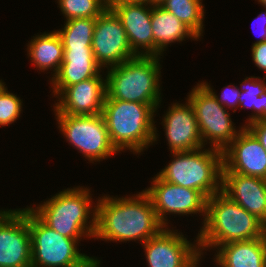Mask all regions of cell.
Returning a JSON list of instances; mask_svg holds the SVG:
<instances>
[{
	"mask_svg": "<svg viewBox=\"0 0 266 267\" xmlns=\"http://www.w3.org/2000/svg\"><path fill=\"white\" fill-rule=\"evenodd\" d=\"M97 201L94 239L113 242L137 240L143 244L165 228L144 190L132 197L106 195Z\"/></svg>",
	"mask_w": 266,
	"mask_h": 267,
	"instance_id": "obj_1",
	"label": "cell"
},
{
	"mask_svg": "<svg viewBox=\"0 0 266 267\" xmlns=\"http://www.w3.org/2000/svg\"><path fill=\"white\" fill-rule=\"evenodd\" d=\"M199 232L198 247L203 255V250L229 242L264 237L266 225L220 191L207 198L206 218Z\"/></svg>",
	"mask_w": 266,
	"mask_h": 267,
	"instance_id": "obj_2",
	"label": "cell"
},
{
	"mask_svg": "<svg viewBox=\"0 0 266 267\" xmlns=\"http://www.w3.org/2000/svg\"><path fill=\"white\" fill-rule=\"evenodd\" d=\"M155 110L144 103L111 99L105 96L102 116L110 140L120 152L130 150L141 154L158 138L154 117Z\"/></svg>",
	"mask_w": 266,
	"mask_h": 267,
	"instance_id": "obj_3",
	"label": "cell"
},
{
	"mask_svg": "<svg viewBox=\"0 0 266 267\" xmlns=\"http://www.w3.org/2000/svg\"><path fill=\"white\" fill-rule=\"evenodd\" d=\"M90 192L84 186L67 188L29 209L48 227L80 243L81 237H94L96 230V206Z\"/></svg>",
	"mask_w": 266,
	"mask_h": 267,
	"instance_id": "obj_4",
	"label": "cell"
},
{
	"mask_svg": "<svg viewBox=\"0 0 266 267\" xmlns=\"http://www.w3.org/2000/svg\"><path fill=\"white\" fill-rule=\"evenodd\" d=\"M160 58L136 55L108 68L105 76L106 96L111 99L149 104L157 111L162 100L159 83Z\"/></svg>",
	"mask_w": 266,
	"mask_h": 267,
	"instance_id": "obj_5",
	"label": "cell"
},
{
	"mask_svg": "<svg viewBox=\"0 0 266 267\" xmlns=\"http://www.w3.org/2000/svg\"><path fill=\"white\" fill-rule=\"evenodd\" d=\"M170 153L174 158L157 173L162 180L198 190L206 198L222 191V151L201 148Z\"/></svg>",
	"mask_w": 266,
	"mask_h": 267,
	"instance_id": "obj_6",
	"label": "cell"
},
{
	"mask_svg": "<svg viewBox=\"0 0 266 267\" xmlns=\"http://www.w3.org/2000/svg\"><path fill=\"white\" fill-rule=\"evenodd\" d=\"M29 228L32 267H100V260L79 252L76 239L57 233L30 209Z\"/></svg>",
	"mask_w": 266,
	"mask_h": 267,
	"instance_id": "obj_7",
	"label": "cell"
},
{
	"mask_svg": "<svg viewBox=\"0 0 266 267\" xmlns=\"http://www.w3.org/2000/svg\"><path fill=\"white\" fill-rule=\"evenodd\" d=\"M55 117L62 135L88 161L99 162L118 153L110 140L102 114H55Z\"/></svg>",
	"mask_w": 266,
	"mask_h": 267,
	"instance_id": "obj_8",
	"label": "cell"
},
{
	"mask_svg": "<svg viewBox=\"0 0 266 267\" xmlns=\"http://www.w3.org/2000/svg\"><path fill=\"white\" fill-rule=\"evenodd\" d=\"M195 86L187 100L194 109L202 142L204 146L209 143L211 148L223 151L240 130L234 127L227 109L202 83Z\"/></svg>",
	"mask_w": 266,
	"mask_h": 267,
	"instance_id": "obj_9",
	"label": "cell"
},
{
	"mask_svg": "<svg viewBox=\"0 0 266 267\" xmlns=\"http://www.w3.org/2000/svg\"><path fill=\"white\" fill-rule=\"evenodd\" d=\"M29 207L0 210V267H32Z\"/></svg>",
	"mask_w": 266,
	"mask_h": 267,
	"instance_id": "obj_10",
	"label": "cell"
},
{
	"mask_svg": "<svg viewBox=\"0 0 266 267\" xmlns=\"http://www.w3.org/2000/svg\"><path fill=\"white\" fill-rule=\"evenodd\" d=\"M175 231L165 227L142 244L148 267H198L202 258L198 237L193 244L181 232Z\"/></svg>",
	"mask_w": 266,
	"mask_h": 267,
	"instance_id": "obj_11",
	"label": "cell"
},
{
	"mask_svg": "<svg viewBox=\"0 0 266 267\" xmlns=\"http://www.w3.org/2000/svg\"><path fill=\"white\" fill-rule=\"evenodd\" d=\"M151 186L144 191L150 197L159 220L168 227L166 215L199 214L206 218L207 198L198 190L182 187L162 180L158 175L152 178Z\"/></svg>",
	"mask_w": 266,
	"mask_h": 267,
	"instance_id": "obj_12",
	"label": "cell"
},
{
	"mask_svg": "<svg viewBox=\"0 0 266 267\" xmlns=\"http://www.w3.org/2000/svg\"><path fill=\"white\" fill-rule=\"evenodd\" d=\"M95 61L102 68L117 66L135 57L121 19L107 8L96 18L92 39Z\"/></svg>",
	"mask_w": 266,
	"mask_h": 267,
	"instance_id": "obj_13",
	"label": "cell"
},
{
	"mask_svg": "<svg viewBox=\"0 0 266 267\" xmlns=\"http://www.w3.org/2000/svg\"><path fill=\"white\" fill-rule=\"evenodd\" d=\"M223 171L266 179V150L256 136L244 126L222 151Z\"/></svg>",
	"mask_w": 266,
	"mask_h": 267,
	"instance_id": "obj_14",
	"label": "cell"
},
{
	"mask_svg": "<svg viewBox=\"0 0 266 267\" xmlns=\"http://www.w3.org/2000/svg\"><path fill=\"white\" fill-rule=\"evenodd\" d=\"M106 96V79L102 74L66 87L56 98L55 114L96 115L102 114Z\"/></svg>",
	"mask_w": 266,
	"mask_h": 267,
	"instance_id": "obj_15",
	"label": "cell"
},
{
	"mask_svg": "<svg viewBox=\"0 0 266 267\" xmlns=\"http://www.w3.org/2000/svg\"><path fill=\"white\" fill-rule=\"evenodd\" d=\"M169 106L163 117V127L171 152L201 149L204 146L195 112L188 100Z\"/></svg>",
	"mask_w": 266,
	"mask_h": 267,
	"instance_id": "obj_16",
	"label": "cell"
},
{
	"mask_svg": "<svg viewBox=\"0 0 266 267\" xmlns=\"http://www.w3.org/2000/svg\"><path fill=\"white\" fill-rule=\"evenodd\" d=\"M109 8L121 19L132 52L135 55L153 56L152 5L121 3L109 4Z\"/></svg>",
	"mask_w": 266,
	"mask_h": 267,
	"instance_id": "obj_17",
	"label": "cell"
},
{
	"mask_svg": "<svg viewBox=\"0 0 266 267\" xmlns=\"http://www.w3.org/2000/svg\"><path fill=\"white\" fill-rule=\"evenodd\" d=\"M222 192L266 225V179L222 172Z\"/></svg>",
	"mask_w": 266,
	"mask_h": 267,
	"instance_id": "obj_18",
	"label": "cell"
},
{
	"mask_svg": "<svg viewBox=\"0 0 266 267\" xmlns=\"http://www.w3.org/2000/svg\"><path fill=\"white\" fill-rule=\"evenodd\" d=\"M101 69L92 48H64L61 67L50 79L54 97L68 86L96 77L102 72Z\"/></svg>",
	"mask_w": 266,
	"mask_h": 267,
	"instance_id": "obj_19",
	"label": "cell"
},
{
	"mask_svg": "<svg viewBox=\"0 0 266 267\" xmlns=\"http://www.w3.org/2000/svg\"><path fill=\"white\" fill-rule=\"evenodd\" d=\"M215 255L220 267H266V235L218 246Z\"/></svg>",
	"mask_w": 266,
	"mask_h": 267,
	"instance_id": "obj_20",
	"label": "cell"
},
{
	"mask_svg": "<svg viewBox=\"0 0 266 267\" xmlns=\"http://www.w3.org/2000/svg\"><path fill=\"white\" fill-rule=\"evenodd\" d=\"M151 26L153 56L161 57L170 43H180L189 37L198 41L197 36L182 21L160 5H152Z\"/></svg>",
	"mask_w": 266,
	"mask_h": 267,
	"instance_id": "obj_21",
	"label": "cell"
},
{
	"mask_svg": "<svg viewBox=\"0 0 266 267\" xmlns=\"http://www.w3.org/2000/svg\"><path fill=\"white\" fill-rule=\"evenodd\" d=\"M27 55L40 71L53 70L54 77L63 62L64 48L57 30L33 36L28 43Z\"/></svg>",
	"mask_w": 266,
	"mask_h": 267,
	"instance_id": "obj_22",
	"label": "cell"
},
{
	"mask_svg": "<svg viewBox=\"0 0 266 267\" xmlns=\"http://www.w3.org/2000/svg\"><path fill=\"white\" fill-rule=\"evenodd\" d=\"M266 76L265 78L260 77H246L240 84V96L239 106L242 108H252L254 112L247 119L244 127L249 124L259 121L266 120Z\"/></svg>",
	"mask_w": 266,
	"mask_h": 267,
	"instance_id": "obj_23",
	"label": "cell"
},
{
	"mask_svg": "<svg viewBox=\"0 0 266 267\" xmlns=\"http://www.w3.org/2000/svg\"><path fill=\"white\" fill-rule=\"evenodd\" d=\"M202 0H165L160 6L182 21L199 39L204 29Z\"/></svg>",
	"mask_w": 266,
	"mask_h": 267,
	"instance_id": "obj_24",
	"label": "cell"
},
{
	"mask_svg": "<svg viewBox=\"0 0 266 267\" xmlns=\"http://www.w3.org/2000/svg\"><path fill=\"white\" fill-rule=\"evenodd\" d=\"M96 18H75L66 20L59 31L63 48H92Z\"/></svg>",
	"mask_w": 266,
	"mask_h": 267,
	"instance_id": "obj_25",
	"label": "cell"
},
{
	"mask_svg": "<svg viewBox=\"0 0 266 267\" xmlns=\"http://www.w3.org/2000/svg\"><path fill=\"white\" fill-rule=\"evenodd\" d=\"M66 20L75 18H97L108 7L106 0H57Z\"/></svg>",
	"mask_w": 266,
	"mask_h": 267,
	"instance_id": "obj_26",
	"label": "cell"
},
{
	"mask_svg": "<svg viewBox=\"0 0 266 267\" xmlns=\"http://www.w3.org/2000/svg\"><path fill=\"white\" fill-rule=\"evenodd\" d=\"M4 87L0 91V126H8L16 122L22 112V99L7 91Z\"/></svg>",
	"mask_w": 266,
	"mask_h": 267,
	"instance_id": "obj_27",
	"label": "cell"
},
{
	"mask_svg": "<svg viewBox=\"0 0 266 267\" xmlns=\"http://www.w3.org/2000/svg\"><path fill=\"white\" fill-rule=\"evenodd\" d=\"M215 97V99L222 105L226 106L225 108H232L234 109L233 112H236L235 109H238L239 106V96L241 91L239 90V87L235 86L233 84H230V86H225L222 91L221 97H219L214 91L213 88H211L210 84L207 82H201Z\"/></svg>",
	"mask_w": 266,
	"mask_h": 267,
	"instance_id": "obj_28",
	"label": "cell"
},
{
	"mask_svg": "<svg viewBox=\"0 0 266 267\" xmlns=\"http://www.w3.org/2000/svg\"><path fill=\"white\" fill-rule=\"evenodd\" d=\"M251 52L255 65L266 74V41L253 44Z\"/></svg>",
	"mask_w": 266,
	"mask_h": 267,
	"instance_id": "obj_29",
	"label": "cell"
},
{
	"mask_svg": "<svg viewBox=\"0 0 266 267\" xmlns=\"http://www.w3.org/2000/svg\"><path fill=\"white\" fill-rule=\"evenodd\" d=\"M266 150V120H259L246 126Z\"/></svg>",
	"mask_w": 266,
	"mask_h": 267,
	"instance_id": "obj_30",
	"label": "cell"
},
{
	"mask_svg": "<svg viewBox=\"0 0 266 267\" xmlns=\"http://www.w3.org/2000/svg\"><path fill=\"white\" fill-rule=\"evenodd\" d=\"M256 20H257V23L260 24V26L262 27L261 30H260L261 32H259V36L261 37V39L260 40H256V42L253 43V44H257V43H261V42L266 41V11L262 12L261 14H259L255 18V22H256ZM253 25H254V23H253Z\"/></svg>",
	"mask_w": 266,
	"mask_h": 267,
	"instance_id": "obj_31",
	"label": "cell"
},
{
	"mask_svg": "<svg viewBox=\"0 0 266 267\" xmlns=\"http://www.w3.org/2000/svg\"><path fill=\"white\" fill-rule=\"evenodd\" d=\"M121 3H148L150 0H112L109 4H121Z\"/></svg>",
	"mask_w": 266,
	"mask_h": 267,
	"instance_id": "obj_32",
	"label": "cell"
},
{
	"mask_svg": "<svg viewBox=\"0 0 266 267\" xmlns=\"http://www.w3.org/2000/svg\"><path fill=\"white\" fill-rule=\"evenodd\" d=\"M165 0H150V5H161Z\"/></svg>",
	"mask_w": 266,
	"mask_h": 267,
	"instance_id": "obj_33",
	"label": "cell"
},
{
	"mask_svg": "<svg viewBox=\"0 0 266 267\" xmlns=\"http://www.w3.org/2000/svg\"><path fill=\"white\" fill-rule=\"evenodd\" d=\"M261 5L264 6V8H266V0H257Z\"/></svg>",
	"mask_w": 266,
	"mask_h": 267,
	"instance_id": "obj_34",
	"label": "cell"
},
{
	"mask_svg": "<svg viewBox=\"0 0 266 267\" xmlns=\"http://www.w3.org/2000/svg\"><path fill=\"white\" fill-rule=\"evenodd\" d=\"M6 84L2 80H0V91L5 87Z\"/></svg>",
	"mask_w": 266,
	"mask_h": 267,
	"instance_id": "obj_35",
	"label": "cell"
}]
</instances>
